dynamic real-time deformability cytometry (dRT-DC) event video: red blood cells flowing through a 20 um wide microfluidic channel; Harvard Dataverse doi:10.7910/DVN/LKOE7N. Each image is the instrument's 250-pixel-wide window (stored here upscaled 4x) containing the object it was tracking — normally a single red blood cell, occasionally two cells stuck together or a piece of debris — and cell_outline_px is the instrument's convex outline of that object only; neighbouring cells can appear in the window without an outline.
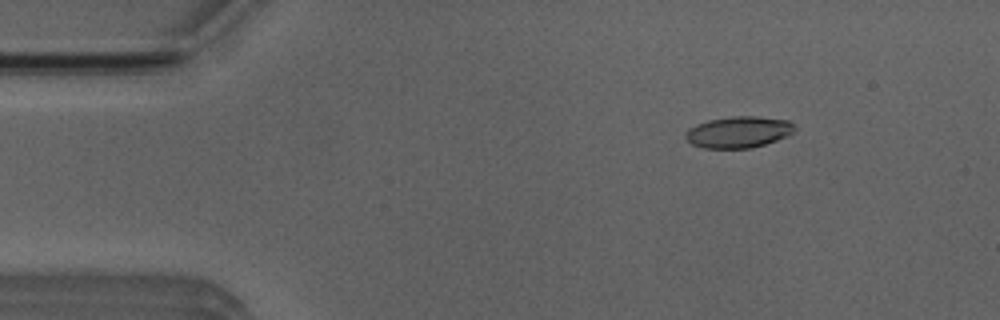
{"species": "Egyptian fruit bat (a non-hibernating species)", "species_latin": "Rousettus aegyptiacus", "temperature_condition": "room temperature", "stored_images_in_passage": 4, "camera_frame_rate_fps": 3000, "um_per_image_px": 0.085, "animal": {"sex": "male"}, "frame": {"image": 1, "passage_image": 2, "time_ms": 1.333, "image_size_px": [1000, 320], "cell_outline_px": [[796, 132], [788, 136], [752, 148], [704, 148], [692, 144], [684, 136], [684, 132], [688, 128], [696, 124], [708, 120], [732, 116], [756, 116], [788, 120], [796, 124]], "centroid_in_image_um": [62.8, 11.22], "position_along_channel_um": 22.2, "area_um2": 20.23}}